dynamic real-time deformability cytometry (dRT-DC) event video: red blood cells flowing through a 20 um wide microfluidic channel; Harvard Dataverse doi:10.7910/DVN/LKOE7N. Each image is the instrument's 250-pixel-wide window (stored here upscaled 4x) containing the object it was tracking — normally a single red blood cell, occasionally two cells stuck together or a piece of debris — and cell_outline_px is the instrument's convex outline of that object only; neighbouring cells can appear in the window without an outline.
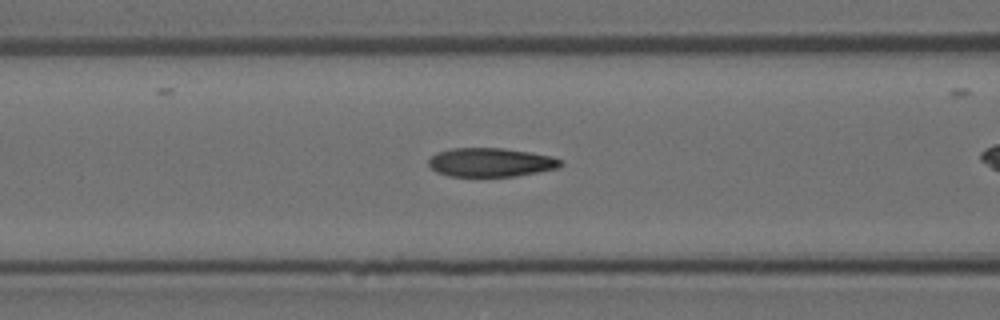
{"species": "Egyptian fruit bat (a non-hibernating species)", "species_latin": "Rousettus aegyptiacus", "temperature_condition": "room temperature", "stored_images_in_passage": 40, "camera_frame_rate_fps": 3000, "um_per_image_px": 0.085, "animal": {"sex": "female"}, "frame": {"image": 1, "passage_image": 19, "time_ms": 6.0, "image_size_px": [1000, 320], "cell_outline_px": [[564, 164], [560, 168], [516, 176], [448, 176], [436, 172], [428, 164], [428, 160], [436, 152], [452, 148], [500, 148], [528, 152], [552, 156], [560, 160]], "centroid_in_image_um": [41.71, 13.8], "position_along_channel_um": 124.9, "area_um2": 22.2}}
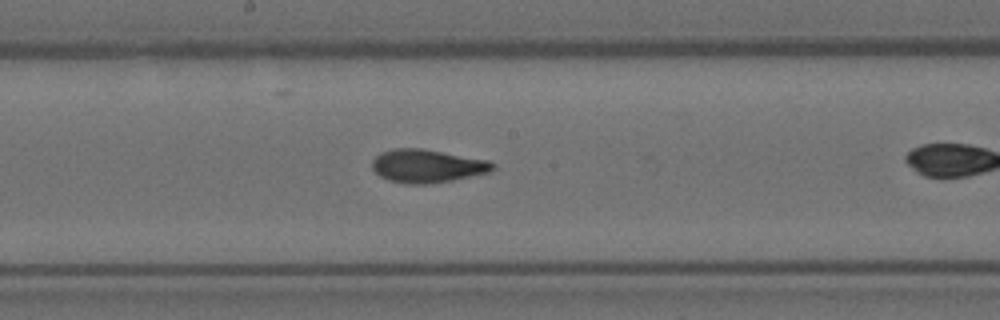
{"frame": {"image": 2, "passage_image": 26, "time_ms": 8.333, "image_size_px": [1000, 320], "cell_outline_px": [[496, 168], [488, 172], [452, 180], [428, 184], [408, 184], [388, 180], [380, 176], [372, 168], [372, 160], [380, 152], [392, 148], [420, 148], [488, 160], [496, 164]], "centroid_in_image_um": [36.28, 14.1], "position_along_channel_um": 211.9, "area_um2": 23.29}}
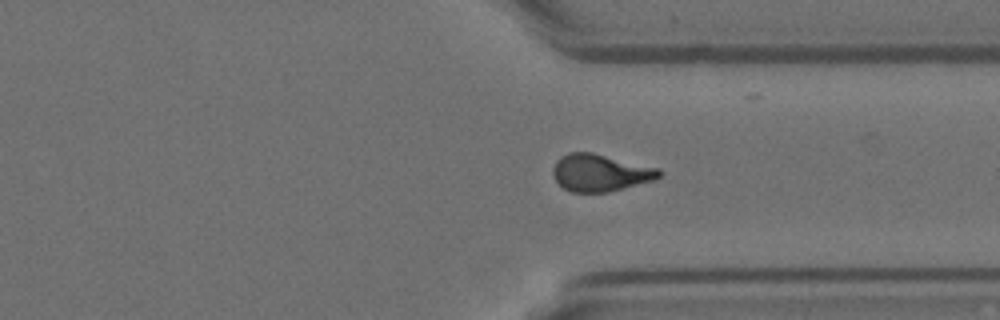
{"frame": {"image": 3, "passage_image": 38, "time_ms": 12.333, "image_size_px": [1000, 320], "cell_outline_px": [[664, 172], [660, 176], [652, 180], [608, 192], [572, 192], [564, 188], [556, 180], [552, 172], [556, 160], [560, 156], [568, 152], [592, 152], [660, 168]], "centroid_in_image_um": [51.02, 14.66], "position_along_channel_um": 360.4, "area_um2": 22.95}}